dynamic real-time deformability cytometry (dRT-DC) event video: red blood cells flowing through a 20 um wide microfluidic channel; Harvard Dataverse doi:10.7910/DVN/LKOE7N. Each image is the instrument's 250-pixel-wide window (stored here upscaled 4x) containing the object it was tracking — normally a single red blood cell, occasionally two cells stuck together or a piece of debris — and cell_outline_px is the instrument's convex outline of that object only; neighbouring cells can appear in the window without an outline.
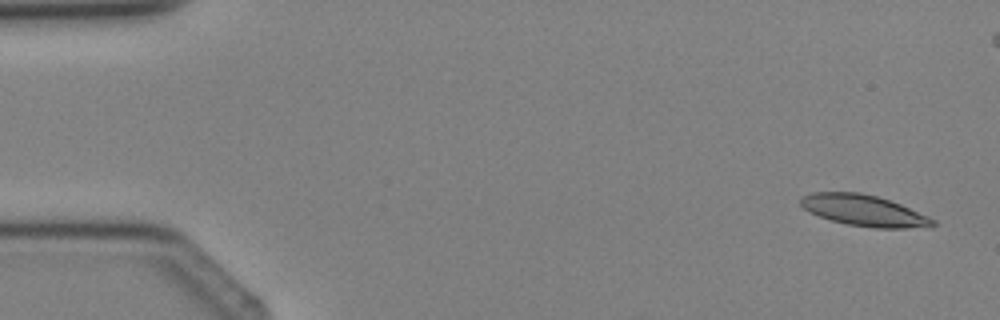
{"species": "Egyptian fruit bat (a non-hibernating species)", "species_latin": "Rousettus aegyptiacus", "temperature_condition": "cold", "stored_images_in_passage": 3, "camera_frame_rate_fps": 3000, "um_per_image_px": 0.085, "animal": {"sex": "female"}, "frame": {"image": 1, "passage_image": 3, "time_ms": 2.333, "image_size_px": [1000, 320], "cell_outline_px": [[936, 224], [904, 228], [876, 228], [848, 224], [832, 220], [820, 216], [804, 208], [800, 204], [800, 196], [812, 192], [860, 192], [876, 196], [900, 204], [928, 216], [936, 220]], "centroid_in_image_um": [73.39, 17.87], "position_along_channel_um": 11.6, "area_um2": 23.52}}